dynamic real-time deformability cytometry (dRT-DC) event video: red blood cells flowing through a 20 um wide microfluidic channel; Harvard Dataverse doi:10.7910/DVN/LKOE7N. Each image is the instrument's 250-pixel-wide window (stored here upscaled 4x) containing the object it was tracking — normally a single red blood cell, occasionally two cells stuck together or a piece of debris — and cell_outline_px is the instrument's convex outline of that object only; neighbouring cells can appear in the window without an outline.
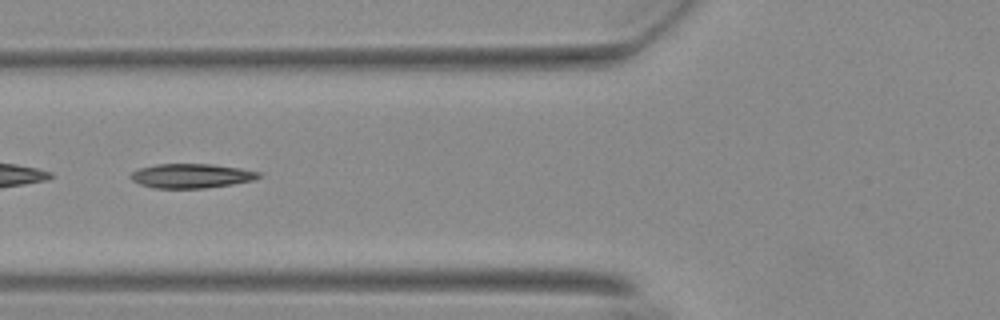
{"species": "Egyptian fruit bat (a non-hibernating species)", "species_latin": "Rousettus aegyptiacus", "temperature_condition": "warm", "stored_images_in_passage": 55, "segment_of_instrument_passage": [2, 2], "camera_frame_rate_fps": 3000, "um_per_image_px": 0.085, "animal": {"sex": "female"}, "frame": {"image": 1, "passage_image": 21, "time_ms": 6.667, "image_size_px": [1000, 320], "cell_outline_px": [[260, 176], [252, 180], [232, 184], [204, 188], [156, 188], [140, 184], [132, 180], [128, 176], [132, 172], [140, 168], [156, 164], [212, 164], [240, 168], [260, 172]], "centroid_in_image_um": [16.23, 14.94], "position_along_channel_um": 109.6, "area_um2": 18.03}}
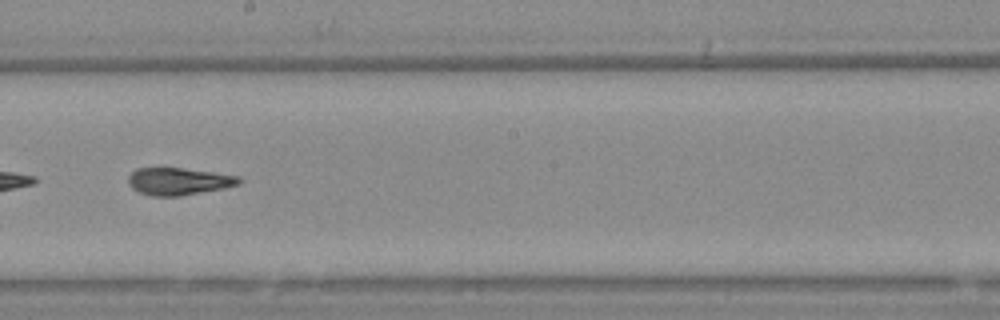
{"frame": {"image": 2, "passage_image": 31, "time_ms": 10.0, "image_size_px": [1000, 320], "cell_outline_px": [[244, 180], [240, 184], [224, 188], [180, 196], [152, 196], [140, 192], [132, 188], [128, 184], [128, 176], [136, 168], [180, 168], [212, 172], [240, 176]], "centroid_in_image_um": [15.2, 15.41], "position_along_channel_um": 233.0, "area_um2": 17.63}}
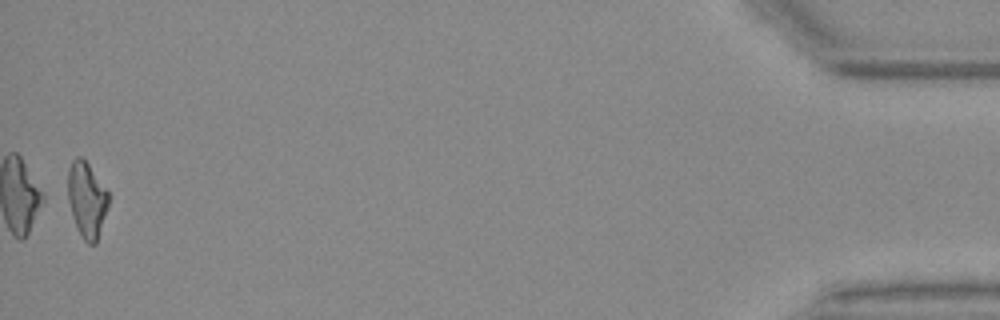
{"frame": {"image": 3, "passage_image": 54, "time_ms": 17.667, "image_size_px": [1000, 320], "cell_outline_px": [[108, 204], [96, 244], [88, 244], [84, 240], [76, 224], [68, 200], [68, 168], [72, 160], [76, 156], [80, 156], [88, 164], [108, 192]], "centroid_in_image_um": [7.36, 16.95], "position_along_channel_um": 427.8, "area_um2": 17.4}}